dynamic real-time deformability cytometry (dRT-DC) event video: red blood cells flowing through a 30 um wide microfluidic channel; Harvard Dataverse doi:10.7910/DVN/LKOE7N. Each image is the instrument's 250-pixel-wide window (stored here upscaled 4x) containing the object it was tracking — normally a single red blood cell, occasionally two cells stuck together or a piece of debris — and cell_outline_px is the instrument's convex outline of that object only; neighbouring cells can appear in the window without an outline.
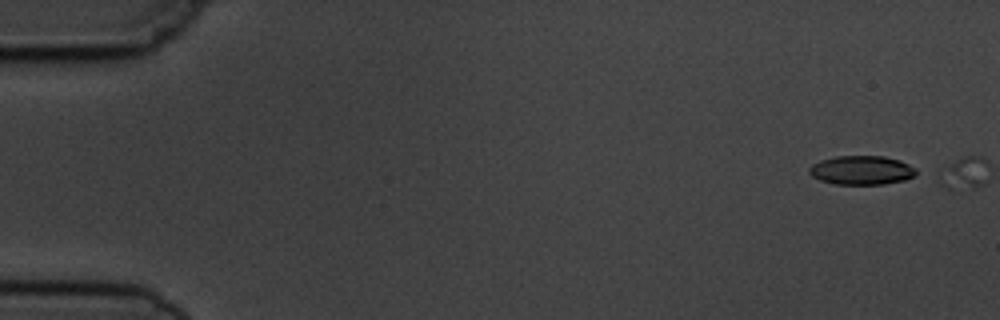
{"species": "common noctule bat (a hibernating species)", "species_latin": "Nyctalus noctula", "temperature_condition": "cold", "stored_images_in_passage": 2, "camera_frame_rate_fps": 3000, "um_per_image_px": 0.085, "animal": {"sex": "male", "body_mass_g": 19.5, "forearm_length_mm": 54.6}, "frame": {"image": 1, "passage_image": 1, "time_ms": 0.0, "image_size_px": [1000, 320], "cell_outline_px": [[916, 172], [912, 176], [904, 180], [884, 184], [836, 184], [820, 180], [812, 176], [808, 172], [808, 168], [812, 164], [820, 160], [836, 156], [884, 156], [900, 160], [916, 168]], "centroid_in_image_um": [73.21, 14.46], "position_along_channel_um": 11.8, "area_um2": 18.03}}